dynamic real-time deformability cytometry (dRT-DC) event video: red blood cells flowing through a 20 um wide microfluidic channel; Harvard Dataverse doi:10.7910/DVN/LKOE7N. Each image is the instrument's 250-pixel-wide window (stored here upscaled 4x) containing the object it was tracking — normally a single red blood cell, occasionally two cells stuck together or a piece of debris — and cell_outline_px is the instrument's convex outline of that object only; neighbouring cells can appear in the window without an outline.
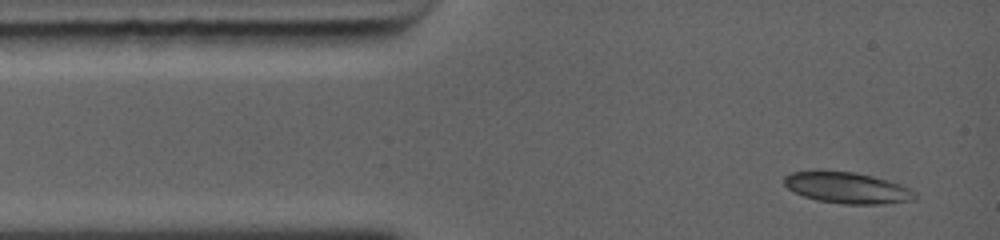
{"species": "common noctule bat (a hibernating species)", "species_latin": "Nyctalus noctula", "temperature_condition": "warm", "stored_images_in_passage": 21, "camera_frame_rate_fps": 5000, "um_per_image_px": 0.085, "animal": {"sex": "female", "body_mass_g": 19.0, "forearm_length_mm": 56.7}, "frame": {"image": 1, "passage_image": 1, "time_ms": 0.0, "image_size_px": [1000, 240], "cell_outline_px": [[916, 200], [880, 204], [844, 204], [816, 200], [804, 196], [788, 188], [784, 184], [784, 176], [792, 172], [816, 168], [852, 172], [872, 176], [888, 180], [900, 184], [916, 192]], "centroid_in_image_um": [71.97, 15.93], "position_along_channel_um": 13.0, "area_um2": 24.22}}
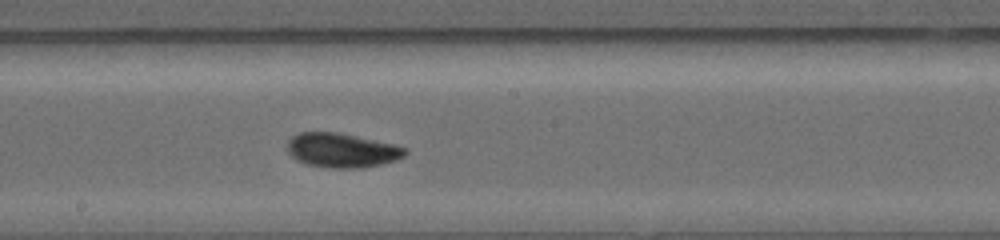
{"frame": {"image": 2, "passage_image": 12, "time_ms": 5.8, "image_size_px": [1000, 240], "cell_outline_px": [[408, 152], [404, 156], [396, 160], [384, 164], [364, 168], [328, 168], [304, 164], [296, 160], [288, 152], [288, 140], [292, 136], [300, 132], [336, 132], [392, 144], [408, 148]], "centroid_in_image_um": [29.06, 12.8], "position_along_channel_um": 219.1, "area_um2": 23.7}}
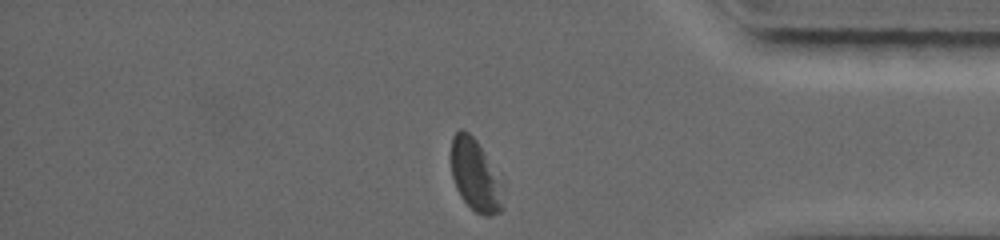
{"frame": {"image": 3, "passage_image": 21, "time_ms": 10.2, "image_size_px": [1000, 240], "cell_outline_px": [[500, 212], [488, 216], [484, 216], [476, 212], [460, 196], [456, 188], [452, 176], [452, 136], [460, 128], [468, 132], [476, 140], [496, 180], [500, 204]], "centroid_in_image_um": [40.27, 14.88], "position_along_channel_um": 394.9, "area_um2": 19.88}, "authors_computed_cell_mechanics": {"area_um2": 23.0622, "velocity_mm_per_s": 4.4186, "shape_relaxation_time_tau1_ms": 2.5649, "shape_relaxation_time_tau2_ms": 3.3441, "deformation_change_tau1": 0.1033, "deformation_change_tau2": 0.0779}}